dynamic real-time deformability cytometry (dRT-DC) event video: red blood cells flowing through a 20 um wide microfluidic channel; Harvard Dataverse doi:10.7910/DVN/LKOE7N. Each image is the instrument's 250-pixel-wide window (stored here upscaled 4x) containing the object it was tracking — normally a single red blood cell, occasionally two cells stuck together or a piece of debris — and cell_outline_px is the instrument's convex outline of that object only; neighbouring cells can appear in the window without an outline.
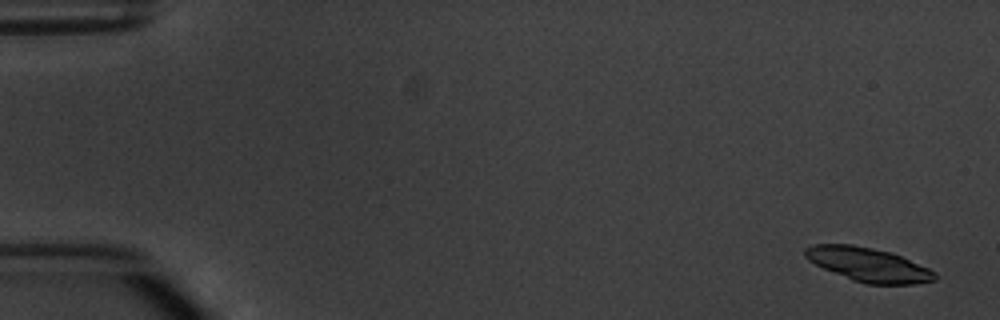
{"species": "common noctule bat (a hibernating species)", "species_latin": "Nyctalus noctula", "temperature_condition": "warm", "stored_images_in_passage": 6, "segment_of_instrument_passage": [1, 2], "camera_frame_rate_fps": 3000, "um_per_image_px": 0.085, "animal": {"sex": "male", "body_mass_g": 20.1, "forearm_length_mm": 53.5}, "frame": {"image": 1, "passage_image": 1, "time_ms": 0.0, "image_size_px": [1000, 320], "cell_outline_px": [[940, 276], [936, 280], [912, 284], [868, 284], [852, 280], [824, 268], [808, 260], [804, 256], [804, 248], [812, 244], [852, 244], [892, 252], [928, 268], [936, 272]], "centroid_in_image_um": [73.82, 22.48], "position_along_channel_um": 11.2, "area_um2": 25.66}}